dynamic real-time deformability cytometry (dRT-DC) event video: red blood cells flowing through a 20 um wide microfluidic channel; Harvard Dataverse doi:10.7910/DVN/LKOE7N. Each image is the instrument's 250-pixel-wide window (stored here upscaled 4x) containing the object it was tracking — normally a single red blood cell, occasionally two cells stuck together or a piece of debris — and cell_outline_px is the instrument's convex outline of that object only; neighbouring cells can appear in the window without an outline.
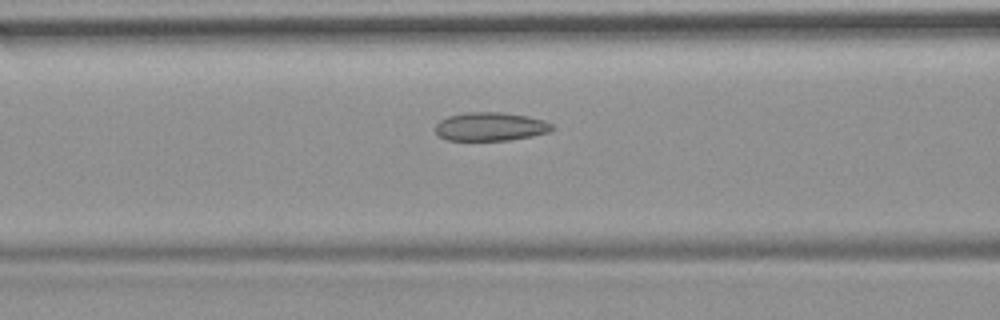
{"species": "common noctule bat (a hibernating species)", "species_latin": "Nyctalus noctula", "temperature_condition": "room temperature", "stored_images_in_passage": 7, "camera_frame_rate_fps": 3000, "um_per_image_px": 0.085, "animal": {"sex": "female", "body_mass_g": 19.9}, "frame": {"image": 1, "passage_image": 5, "time_ms": 1.333, "image_size_px": [1000, 320], "cell_outline_px": [[552, 128], [548, 132], [532, 136], [508, 140], [448, 140], [440, 136], [436, 132], [436, 124], [440, 120], [448, 116], [464, 112], [500, 112], [528, 116], [544, 120], [552, 124]], "centroid_in_image_um": [41.68, 10.75], "position_along_channel_um": 124.9, "area_um2": 19.31}}